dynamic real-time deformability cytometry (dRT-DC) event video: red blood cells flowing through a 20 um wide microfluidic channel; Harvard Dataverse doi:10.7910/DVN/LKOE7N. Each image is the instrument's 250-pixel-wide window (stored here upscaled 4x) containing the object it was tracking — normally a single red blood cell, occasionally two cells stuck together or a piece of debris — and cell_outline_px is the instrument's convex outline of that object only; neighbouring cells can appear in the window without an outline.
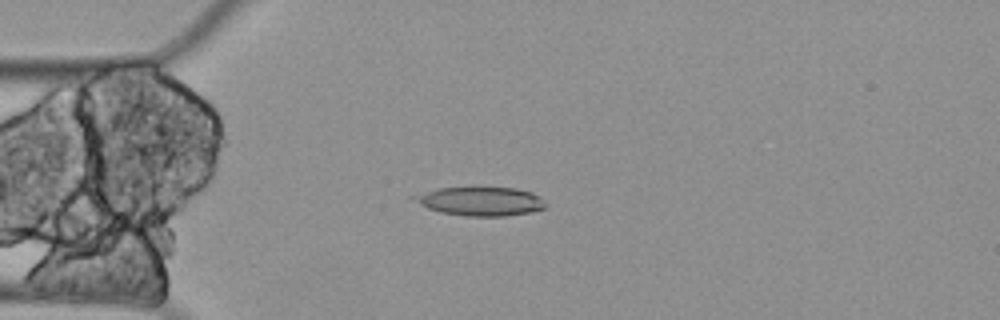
{"species": "Egyptian fruit bat (a non-hibernating species)", "species_latin": "Rousettus aegyptiacus", "temperature_condition": "cold", "stored_images_in_passage": 2, "camera_frame_rate_fps": 3000, "um_per_image_px": 0.085, "animal": {"sex": "female"}, "frame": {"image": 1, "passage_image": 2, "time_ms": 0.333, "image_size_px": [1000, 320], "cell_outline_px": [[548, 204], [544, 208], [532, 212], [508, 216], [464, 216], [440, 212], [428, 208], [420, 204], [408, 196], [440, 188], [472, 184], [480, 184], [516, 188], [532, 192], [540, 196]], "centroid_in_image_um": [40.86, 17.05], "position_along_channel_um": 44.1, "area_um2": 23.35}}